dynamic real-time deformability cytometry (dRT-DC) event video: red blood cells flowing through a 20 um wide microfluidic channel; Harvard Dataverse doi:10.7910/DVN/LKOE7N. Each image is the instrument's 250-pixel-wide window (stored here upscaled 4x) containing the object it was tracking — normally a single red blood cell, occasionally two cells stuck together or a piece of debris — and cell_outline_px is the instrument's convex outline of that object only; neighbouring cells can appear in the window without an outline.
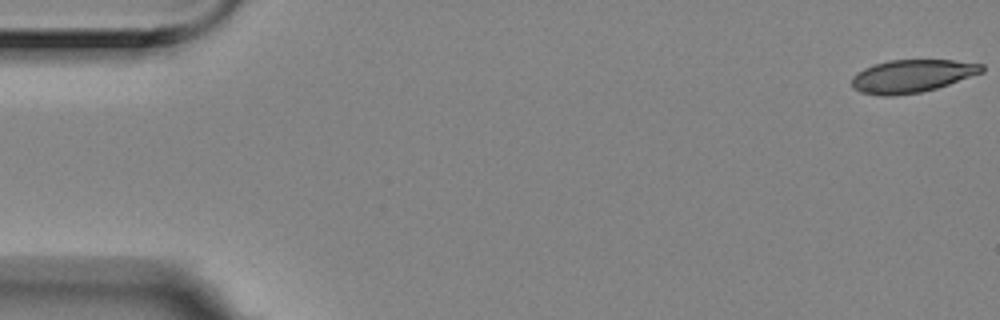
{"species": "Egyptian fruit bat (a non-hibernating species)", "species_latin": "Rousettus aegyptiacus", "temperature_condition": "room temperature", "stored_images_in_passage": 12, "camera_frame_rate_fps": 3000, "um_per_image_px": 0.085, "animal": {"sex": "female"}, "frame": {"image": 1, "passage_image": 1, "time_ms": 0.0, "image_size_px": [1000, 320], "cell_outline_px": [[984, 72], [936, 88], [920, 92], [884, 96], [860, 92], [852, 88], [852, 76], [856, 72], [872, 64], [888, 60], [952, 60], [984, 64]], "centroid_in_image_um": [77.49, 6.45], "position_along_channel_um": 7.5, "area_um2": 24.85}}